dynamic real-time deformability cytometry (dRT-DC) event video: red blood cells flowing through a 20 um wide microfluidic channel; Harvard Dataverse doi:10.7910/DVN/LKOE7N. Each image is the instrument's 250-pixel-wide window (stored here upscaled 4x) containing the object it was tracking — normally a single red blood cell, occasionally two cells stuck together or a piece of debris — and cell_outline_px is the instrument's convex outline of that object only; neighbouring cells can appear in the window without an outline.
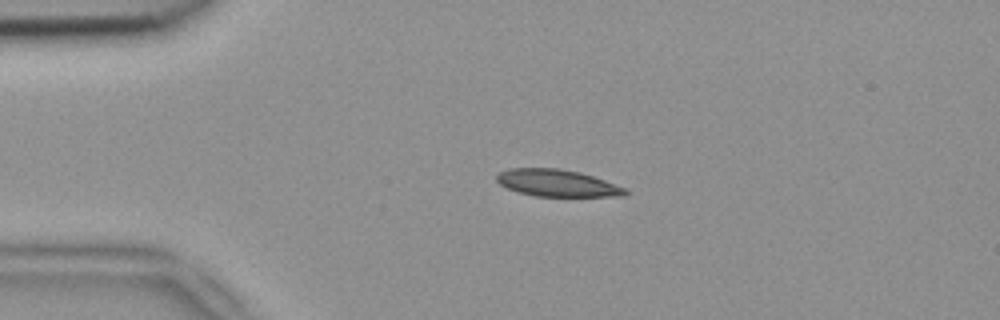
{"species": "common noctule bat (a hibernating species)", "species_latin": "Nyctalus noctula", "temperature_condition": "room temperature", "stored_images_in_passage": 5, "camera_frame_rate_fps": 3000, "um_per_image_px": 0.085, "animal": {"sex": "female", "body_mass_g": 18.4}, "frame": {"image": 1, "passage_image": 3, "time_ms": 0.667, "image_size_px": [1000, 320], "cell_outline_px": [[628, 192], [624, 196], [536, 196], [520, 192], [508, 188], [500, 184], [496, 180], [496, 176], [500, 172], [508, 168], [556, 168], [580, 172], [628, 188]], "centroid_in_image_um": [47.38, 15.55], "position_along_channel_um": 37.6, "area_um2": 20.11}}